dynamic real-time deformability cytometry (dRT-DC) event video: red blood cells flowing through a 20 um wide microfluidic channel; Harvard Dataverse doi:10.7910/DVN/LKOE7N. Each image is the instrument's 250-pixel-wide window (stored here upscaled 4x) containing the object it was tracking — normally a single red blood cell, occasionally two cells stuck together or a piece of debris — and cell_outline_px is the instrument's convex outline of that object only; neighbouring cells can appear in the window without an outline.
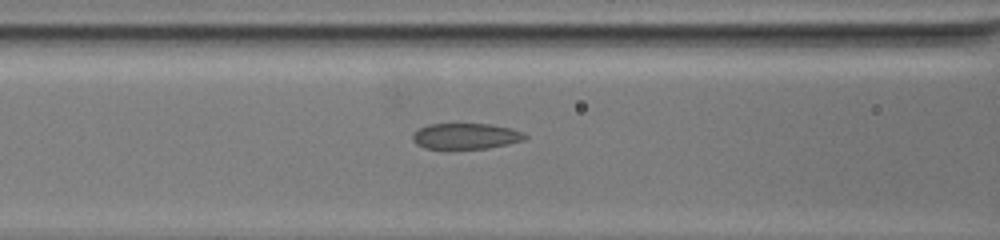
{"species": "common noctule bat (a hibernating species)", "species_latin": "Nyctalus noctula", "temperature_condition": "warm", "stored_images_in_passage": 33, "camera_frame_rate_fps": 3000, "um_per_image_px": 0.085, "animal": {"sex": "female", "body_mass_g": 19.5, "forearm_length_mm": 54.1}, "frame": {"image": 1, "passage_image": 3, "time_ms": 0.667, "image_size_px": [1000, 240], "cell_outline_px": [[528, 136], [524, 140], [508, 144], [488, 148], [452, 152], [444, 152], [424, 148], [416, 144], [412, 140], [412, 136], [420, 128], [428, 124], [488, 124], [512, 128], [524, 132]], "centroid_in_image_um": [39.56, 11.63], "position_along_channel_um": 127.0, "area_um2": 17.86}}
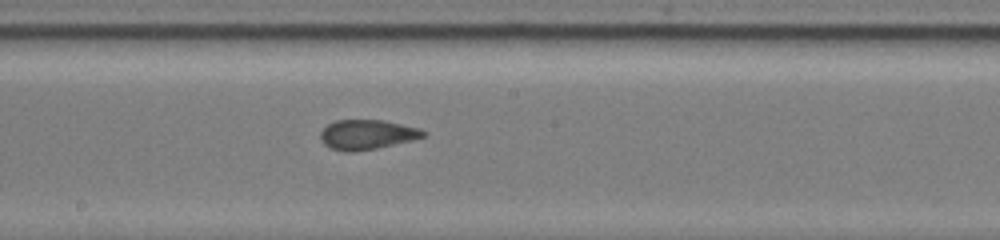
{"frame": {"image": 2, "passage_image": 12, "time_ms": 3.667, "image_size_px": [1000, 240], "cell_outline_px": [[428, 132], [424, 136], [412, 140], [376, 148], [352, 152], [344, 152], [328, 148], [320, 140], [320, 132], [328, 124], [336, 120], [384, 120], [420, 128]], "centroid_in_image_um": [31.17, 11.44], "position_along_channel_um": 217.0, "area_um2": 17.92}}
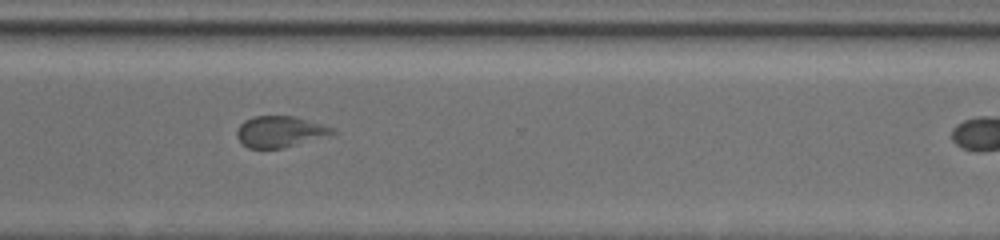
{"frame": {"image": 3, "passage_image": 25, "time_ms": 8.0, "image_size_px": [1000, 240], "cell_outline_px": [[336, 132], [280, 148], [248, 148], [236, 136], [236, 132], [240, 124], [244, 120], [252, 116], [296, 116], [332, 128]], "centroid_in_image_um": [23.7, 11.16], "position_along_channel_um": 346.9, "area_um2": 16.76}}